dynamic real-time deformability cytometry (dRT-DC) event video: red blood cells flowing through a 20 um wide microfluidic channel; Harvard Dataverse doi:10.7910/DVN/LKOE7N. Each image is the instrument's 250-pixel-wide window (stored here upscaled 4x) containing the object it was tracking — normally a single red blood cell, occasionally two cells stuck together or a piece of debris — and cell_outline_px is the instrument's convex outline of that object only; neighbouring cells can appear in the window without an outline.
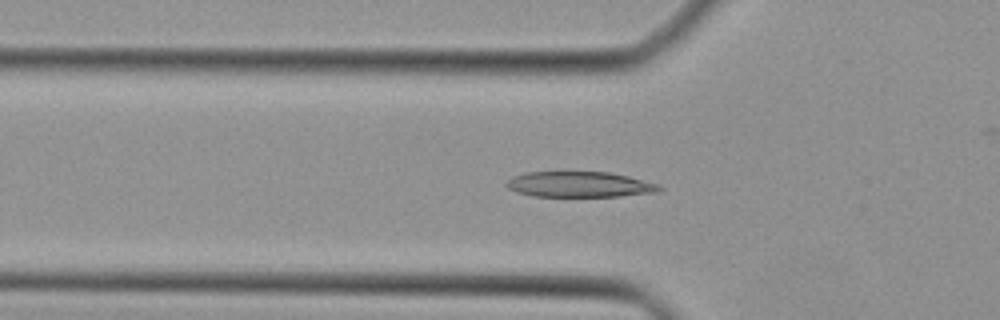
{"species": "Egyptian fruit bat (a non-hibernating species)", "species_latin": "Rousettus aegyptiacus", "temperature_condition": "cold", "stored_images_in_passage": 30, "camera_frame_rate_fps": 3000, "um_per_image_px": 0.085, "animal": {"sex": "female"}, "frame": {"image": 1, "passage_image": 5, "time_ms": 1.333, "image_size_px": [1000, 320], "cell_outline_px": [[664, 188], [656, 192], [620, 196], [532, 196], [516, 192], [508, 188], [504, 184], [512, 176], [524, 172], [608, 172], [628, 176], [660, 184]], "centroid_in_image_um": [49.24, 15.67], "position_along_channel_um": 76.6, "area_um2": 22.83}}
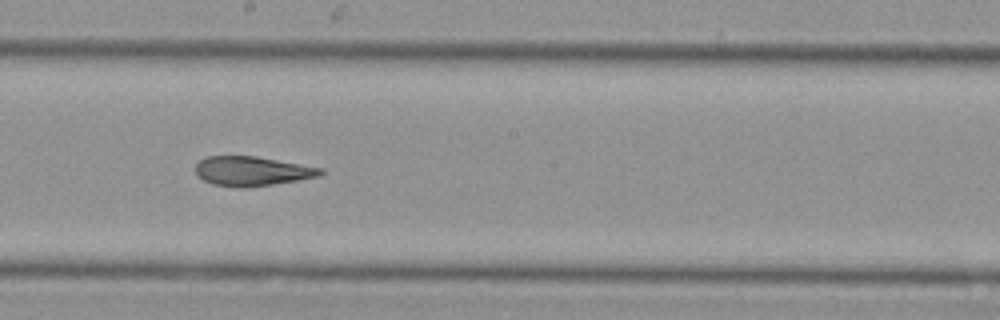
{"frame": {"image": 2, "passage_image": 15, "time_ms": 4.667, "image_size_px": [1000, 320], "cell_outline_px": [[324, 172], [320, 176], [248, 188], [240, 188], [212, 184], [196, 176], [196, 164], [200, 160], [208, 156], [256, 156], [324, 168]], "centroid_in_image_um": [21.42, 14.55], "position_along_channel_um": 226.8, "area_um2": 21.5}}
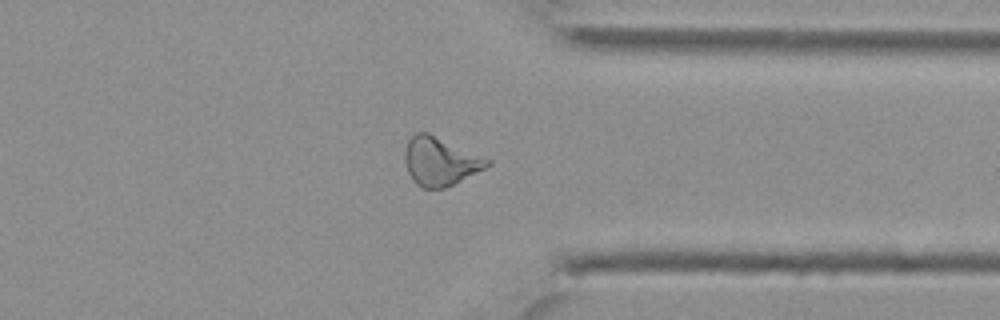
{"frame": {"image": 3, "passage_image": 25, "time_ms": 8.0, "image_size_px": [1000, 320], "cell_outline_px": [[492, 164], [444, 188], [424, 188], [416, 184], [412, 180], [408, 172], [404, 160], [404, 152], [408, 140], [416, 132], [428, 132], [492, 160]], "centroid_in_image_um": [37.39, 13.7], "position_along_channel_um": 374.0, "area_um2": 23.06}}